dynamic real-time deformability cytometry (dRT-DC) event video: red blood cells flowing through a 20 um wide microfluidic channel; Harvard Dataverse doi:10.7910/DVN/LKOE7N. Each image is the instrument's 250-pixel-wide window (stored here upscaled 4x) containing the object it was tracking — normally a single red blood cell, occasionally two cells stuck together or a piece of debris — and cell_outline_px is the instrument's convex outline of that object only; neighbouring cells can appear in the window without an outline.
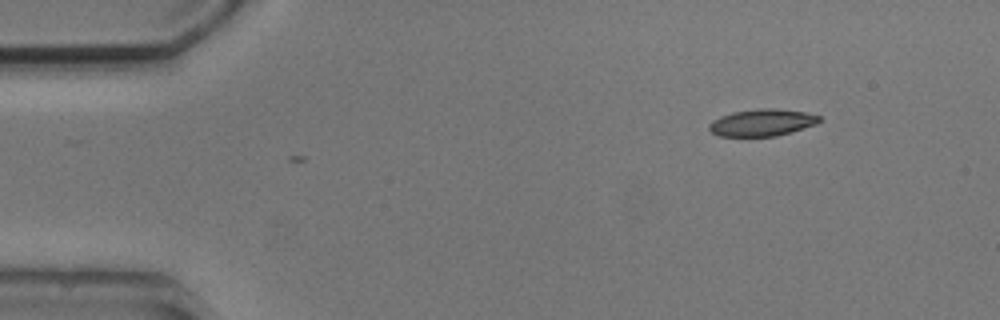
{"species": "common noctule bat (a hibernating species)", "species_latin": "Nyctalus noctula", "temperature_condition": "cold", "stored_images_in_passage": 2, "camera_frame_rate_fps": 3000, "um_per_image_px": 0.085, "animal": {"sex": "male", "body_mass_g": 20.5, "forearm_length_mm": 52.5}, "frame": {"image": 1, "passage_image": 2, "time_ms": 1.0, "image_size_px": [1000, 320], "cell_outline_px": [[820, 120], [816, 124], [792, 132], [776, 136], [720, 136], [712, 132], [708, 128], [708, 124], [712, 120], [720, 116], [732, 112], [760, 108], [776, 108], [804, 112], [820, 116]], "centroid_in_image_um": [64.76, 10.41], "position_along_channel_um": 20.2, "area_um2": 17.34}}